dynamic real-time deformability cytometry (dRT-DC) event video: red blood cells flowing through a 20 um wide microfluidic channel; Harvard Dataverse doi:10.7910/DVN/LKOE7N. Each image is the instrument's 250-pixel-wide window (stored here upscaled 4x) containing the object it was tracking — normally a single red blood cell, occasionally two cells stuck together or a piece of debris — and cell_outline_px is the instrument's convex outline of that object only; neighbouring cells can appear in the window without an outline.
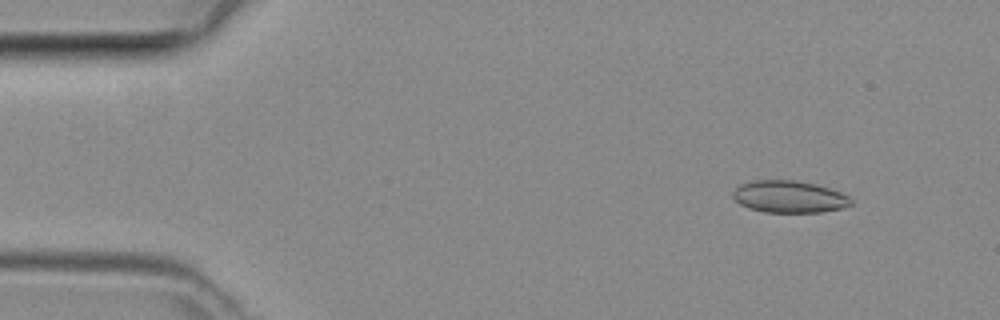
{"species": "common noctule bat (a hibernating species)", "species_latin": "Nyctalus noctula", "temperature_condition": "room temperature", "stored_images_in_passage": 4, "camera_frame_rate_fps": 3000, "um_per_image_px": 0.085, "animal": {"sex": "female", "body_mass_g": 29.2, "forearm_length_mm": 56.3}, "frame": {"image": 1, "passage_image": 2, "time_ms": 0.333, "image_size_px": [1000, 320], "cell_outline_px": [[852, 204], [844, 208], [820, 212], [764, 212], [748, 208], [740, 204], [732, 196], [732, 192], [740, 184], [752, 180], [796, 180], [816, 184], [840, 192], [848, 196], [852, 200]], "centroid_in_image_um": [67.07, 16.72], "position_along_channel_um": 17.9, "area_um2": 22.14}}